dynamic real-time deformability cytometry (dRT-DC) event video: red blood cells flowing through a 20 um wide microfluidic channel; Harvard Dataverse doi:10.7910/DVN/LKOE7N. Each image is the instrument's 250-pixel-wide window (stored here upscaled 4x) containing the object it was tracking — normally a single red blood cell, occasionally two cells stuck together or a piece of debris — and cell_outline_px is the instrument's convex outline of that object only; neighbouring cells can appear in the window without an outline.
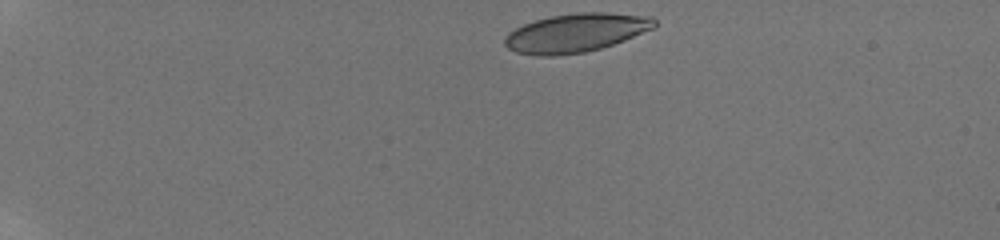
{"species": "human", "species_latin": "Homo sapiens", "temperature_condition": "room temperature", "stored_images_in_passage": 9, "camera_frame_rate_fps": 3000, "um_per_image_px": 0.085, "donor": {"sex": "male"}, "frame": {"image": 1, "passage_image": 1, "time_ms": 0.0, "image_size_px": [1000, 240], "cell_outline_px": [[656, 28], [624, 40], [600, 48], [584, 52], [552, 56], [536, 56], [516, 52], [508, 48], [504, 44], [504, 36], [508, 32], [524, 24], [536, 20], [552, 16], [580, 12], [608, 12], [652, 16], [656, 20]], "centroid_in_image_um": [48.97, 2.78], "position_along_channel_um": 36.0, "area_um2": 33.81}}
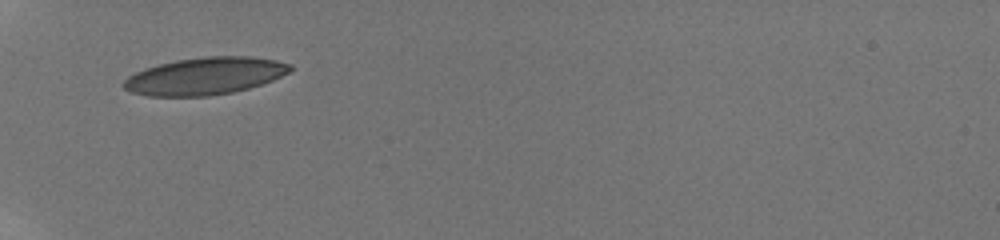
{"frame": {"image": 2, "passage_image": 6, "time_ms": 3.0, "image_size_px": [1000, 240], "cell_outline_px": [[292, 68], [288, 72], [272, 80], [248, 88], [232, 92], [208, 96], [148, 96], [132, 92], [124, 88], [120, 84], [128, 76], [144, 68], [176, 60], [208, 56], [248, 56], [276, 60], [292, 64]], "centroid_in_image_um": [17.39, 6.46], "position_along_channel_um": 67.6, "area_um2": 36.01}}
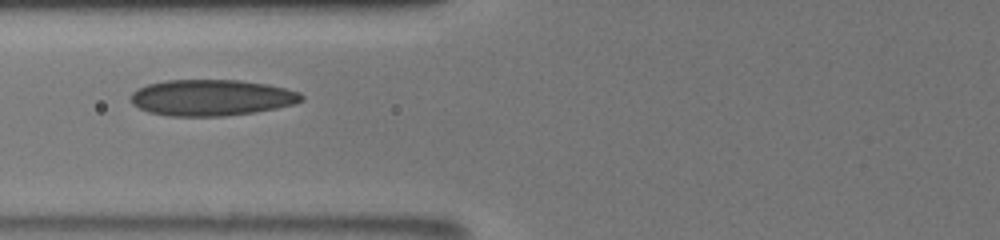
{"frame": {"image": 3, "passage_image": 8, "time_ms": 4.333, "image_size_px": [1000, 240], "cell_outline_px": [[304, 100], [292, 104], [276, 108], [252, 112], [224, 116], [168, 116], [148, 112], [132, 104], [128, 96], [132, 92], [148, 84], [168, 80], [240, 80], [268, 84], [300, 92], [304, 96]], "centroid_in_image_um": [17.96, 8.3], "position_along_channel_um": 107.8, "area_um2": 36.01}}